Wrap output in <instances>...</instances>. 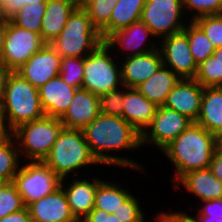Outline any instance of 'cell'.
Instances as JSON below:
<instances>
[{
	"instance_id": "obj_1",
	"label": "cell",
	"mask_w": 222,
	"mask_h": 222,
	"mask_svg": "<svg viewBox=\"0 0 222 222\" xmlns=\"http://www.w3.org/2000/svg\"><path fill=\"white\" fill-rule=\"evenodd\" d=\"M83 132L92 154L102 166L126 167L140 173L145 171L143 164L134 158L114 154L121 150L131 152L142 148L141 134L122 117L99 113Z\"/></svg>"
},
{
	"instance_id": "obj_2",
	"label": "cell",
	"mask_w": 222,
	"mask_h": 222,
	"mask_svg": "<svg viewBox=\"0 0 222 222\" xmlns=\"http://www.w3.org/2000/svg\"><path fill=\"white\" fill-rule=\"evenodd\" d=\"M219 137L196 122L181 132L161 152L174 166L173 185L185 174L210 166Z\"/></svg>"
},
{
	"instance_id": "obj_3",
	"label": "cell",
	"mask_w": 222,
	"mask_h": 222,
	"mask_svg": "<svg viewBox=\"0 0 222 222\" xmlns=\"http://www.w3.org/2000/svg\"><path fill=\"white\" fill-rule=\"evenodd\" d=\"M43 162L61 179L70 177L71 174L72 177H82L79 175L82 169L90 168L91 165L102 166L92 154L83 129L65 127Z\"/></svg>"
},
{
	"instance_id": "obj_4",
	"label": "cell",
	"mask_w": 222,
	"mask_h": 222,
	"mask_svg": "<svg viewBox=\"0 0 222 222\" xmlns=\"http://www.w3.org/2000/svg\"><path fill=\"white\" fill-rule=\"evenodd\" d=\"M1 108L5 123L11 132L23 123L46 115L38 89L15 71L8 77Z\"/></svg>"
},
{
	"instance_id": "obj_5",
	"label": "cell",
	"mask_w": 222,
	"mask_h": 222,
	"mask_svg": "<svg viewBox=\"0 0 222 222\" xmlns=\"http://www.w3.org/2000/svg\"><path fill=\"white\" fill-rule=\"evenodd\" d=\"M104 40L92 24L87 12L76 7L59 36L50 45L63 57H85L96 50Z\"/></svg>"
},
{
	"instance_id": "obj_6",
	"label": "cell",
	"mask_w": 222,
	"mask_h": 222,
	"mask_svg": "<svg viewBox=\"0 0 222 222\" xmlns=\"http://www.w3.org/2000/svg\"><path fill=\"white\" fill-rule=\"evenodd\" d=\"M64 128L60 119L43 116L14 129V136L23 161H43ZM24 156V157H22Z\"/></svg>"
},
{
	"instance_id": "obj_7",
	"label": "cell",
	"mask_w": 222,
	"mask_h": 222,
	"mask_svg": "<svg viewBox=\"0 0 222 222\" xmlns=\"http://www.w3.org/2000/svg\"><path fill=\"white\" fill-rule=\"evenodd\" d=\"M114 56L105 43L85 56L82 88L100 96L123 86L120 61Z\"/></svg>"
},
{
	"instance_id": "obj_8",
	"label": "cell",
	"mask_w": 222,
	"mask_h": 222,
	"mask_svg": "<svg viewBox=\"0 0 222 222\" xmlns=\"http://www.w3.org/2000/svg\"><path fill=\"white\" fill-rule=\"evenodd\" d=\"M22 162L13 183L25 207L60 188L62 179L43 161Z\"/></svg>"
},
{
	"instance_id": "obj_9",
	"label": "cell",
	"mask_w": 222,
	"mask_h": 222,
	"mask_svg": "<svg viewBox=\"0 0 222 222\" xmlns=\"http://www.w3.org/2000/svg\"><path fill=\"white\" fill-rule=\"evenodd\" d=\"M140 20L160 40L182 32L189 18L185 15L182 0H146Z\"/></svg>"
},
{
	"instance_id": "obj_10",
	"label": "cell",
	"mask_w": 222,
	"mask_h": 222,
	"mask_svg": "<svg viewBox=\"0 0 222 222\" xmlns=\"http://www.w3.org/2000/svg\"><path fill=\"white\" fill-rule=\"evenodd\" d=\"M192 122L191 119L178 111L166 106H159L151 123L141 134V146L149 144L162 151Z\"/></svg>"
},
{
	"instance_id": "obj_11",
	"label": "cell",
	"mask_w": 222,
	"mask_h": 222,
	"mask_svg": "<svg viewBox=\"0 0 222 222\" xmlns=\"http://www.w3.org/2000/svg\"><path fill=\"white\" fill-rule=\"evenodd\" d=\"M153 38H155V43H153ZM157 41L159 40L149 27L140 20L132 23L128 27L111 33L104 40V43L113 50V53H116L115 57L120 59L121 56H123L122 58H127L159 49V44H157L159 42ZM120 53H122V55Z\"/></svg>"
},
{
	"instance_id": "obj_12",
	"label": "cell",
	"mask_w": 222,
	"mask_h": 222,
	"mask_svg": "<svg viewBox=\"0 0 222 222\" xmlns=\"http://www.w3.org/2000/svg\"><path fill=\"white\" fill-rule=\"evenodd\" d=\"M45 44L40 34L18 27L7 18L6 37L0 62L15 71Z\"/></svg>"
},
{
	"instance_id": "obj_13",
	"label": "cell",
	"mask_w": 222,
	"mask_h": 222,
	"mask_svg": "<svg viewBox=\"0 0 222 222\" xmlns=\"http://www.w3.org/2000/svg\"><path fill=\"white\" fill-rule=\"evenodd\" d=\"M158 42L163 65L180 78L194 79L198 66L190 52L188 36L182 31Z\"/></svg>"
},
{
	"instance_id": "obj_14",
	"label": "cell",
	"mask_w": 222,
	"mask_h": 222,
	"mask_svg": "<svg viewBox=\"0 0 222 222\" xmlns=\"http://www.w3.org/2000/svg\"><path fill=\"white\" fill-rule=\"evenodd\" d=\"M61 59L62 57L50 44H45L15 72L39 89L59 75Z\"/></svg>"
},
{
	"instance_id": "obj_15",
	"label": "cell",
	"mask_w": 222,
	"mask_h": 222,
	"mask_svg": "<svg viewBox=\"0 0 222 222\" xmlns=\"http://www.w3.org/2000/svg\"><path fill=\"white\" fill-rule=\"evenodd\" d=\"M84 177L85 178L82 177V179L80 177L77 179V176L73 177L74 179L67 177L61 181L60 187L64 190L67 202L75 218H85L94 208L96 189L102 181V177L99 179V177H95V175L94 178L90 176V178L86 179L85 175Z\"/></svg>"
},
{
	"instance_id": "obj_16",
	"label": "cell",
	"mask_w": 222,
	"mask_h": 222,
	"mask_svg": "<svg viewBox=\"0 0 222 222\" xmlns=\"http://www.w3.org/2000/svg\"><path fill=\"white\" fill-rule=\"evenodd\" d=\"M122 85L136 88L154 75L162 66L163 60L159 49L146 54L119 59Z\"/></svg>"
},
{
	"instance_id": "obj_17",
	"label": "cell",
	"mask_w": 222,
	"mask_h": 222,
	"mask_svg": "<svg viewBox=\"0 0 222 222\" xmlns=\"http://www.w3.org/2000/svg\"><path fill=\"white\" fill-rule=\"evenodd\" d=\"M203 91L204 87L195 79L181 78L167 96L164 106L196 122L200 113Z\"/></svg>"
},
{
	"instance_id": "obj_18",
	"label": "cell",
	"mask_w": 222,
	"mask_h": 222,
	"mask_svg": "<svg viewBox=\"0 0 222 222\" xmlns=\"http://www.w3.org/2000/svg\"><path fill=\"white\" fill-rule=\"evenodd\" d=\"M98 115L99 96L84 88H78L60 120L65 128L84 129Z\"/></svg>"
},
{
	"instance_id": "obj_19",
	"label": "cell",
	"mask_w": 222,
	"mask_h": 222,
	"mask_svg": "<svg viewBox=\"0 0 222 222\" xmlns=\"http://www.w3.org/2000/svg\"><path fill=\"white\" fill-rule=\"evenodd\" d=\"M77 89L65 83L60 75L50 79L38 89L45 114L60 119L70 106Z\"/></svg>"
},
{
	"instance_id": "obj_20",
	"label": "cell",
	"mask_w": 222,
	"mask_h": 222,
	"mask_svg": "<svg viewBox=\"0 0 222 222\" xmlns=\"http://www.w3.org/2000/svg\"><path fill=\"white\" fill-rule=\"evenodd\" d=\"M181 186L201 202L222 199V182L212 174L209 167L191 171L172 185L175 190H179Z\"/></svg>"
},
{
	"instance_id": "obj_21",
	"label": "cell",
	"mask_w": 222,
	"mask_h": 222,
	"mask_svg": "<svg viewBox=\"0 0 222 222\" xmlns=\"http://www.w3.org/2000/svg\"><path fill=\"white\" fill-rule=\"evenodd\" d=\"M27 208L30 217L41 222H70L75 219L61 187L52 194L29 204Z\"/></svg>"
},
{
	"instance_id": "obj_22",
	"label": "cell",
	"mask_w": 222,
	"mask_h": 222,
	"mask_svg": "<svg viewBox=\"0 0 222 222\" xmlns=\"http://www.w3.org/2000/svg\"><path fill=\"white\" fill-rule=\"evenodd\" d=\"M157 107L144 97L137 88L125 87L122 118L140 134L149 126Z\"/></svg>"
},
{
	"instance_id": "obj_23",
	"label": "cell",
	"mask_w": 222,
	"mask_h": 222,
	"mask_svg": "<svg viewBox=\"0 0 222 222\" xmlns=\"http://www.w3.org/2000/svg\"><path fill=\"white\" fill-rule=\"evenodd\" d=\"M76 7L71 0H48L40 33L46 44L59 36Z\"/></svg>"
},
{
	"instance_id": "obj_24",
	"label": "cell",
	"mask_w": 222,
	"mask_h": 222,
	"mask_svg": "<svg viewBox=\"0 0 222 222\" xmlns=\"http://www.w3.org/2000/svg\"><path fill=\"white\" fill-rule=\"evenodd\" d=\"M196 123L217 136L222 133V87L204 88Z\"/></svg>"
},
{
	"instance_id": "obj_25",
	"label": "cell",
	"mask_w": 222,
	"mask_h": 222,
	"mask_svg": "<svg viewBox=\"0 0 222 222\" xmlns=\"http://www.w3.org/2000/svg\"><path fill=\"white\" fill-rule=\"evenodd\" d=\"M181 78L164 65L136 88L156 106H164L167 96Z\"/></svg>"
},
{
	"instance_id": "obj_26",
	"label": "cell",
	"mask_w": 222,
	"mask_h": 222,
	"mask_svg": "<svg viewBox=\"0 0 222 222\" xmlns=\"http://www.w3.org/2000/svg\"><path fill=\"white\" fill-rule=\"evenodd\" d=\"M146 0H118L110 21L100 30L103 40L111 33L140 21Z\"/></svg>"
},
{
	"instance_id": "obj_27",
	"label": "cell",
	"mask_w": 222,
	"mask_h": 222,
	"mask_svg": "<svg viewBox=\"0 0 222 222\" xmlns=\"http://www.w3.org/2000/svg\"><path fill=\"white\" fill-rule=\"evenodd\" d=\"M119 184L114 180L102 179L96 189L94 208L114 214L120 208V205L133 193L128 188H124V185Z\"/></svg>"
},
{
	"instance_id": "obj_28",
	"label": "cell",
	"mask_w": 222,
	"mask_h": 222,
	"mask_svg": "<svg viewBox=\"0 0 222 222\" xmlns=\"http://www.w3.org/2000/svg\"><path fill=\"white\" fill-rule=\"evenodd\" d=\"M17 142L11 134L0 141V180L13 182L22 162Z\"/></svg>"
},
{
	"instance_id": "obj_29",
	"label": "cell",
	"mask_w": 222,
	"mask_h": 222,
	"mask_svg": "<svg viewBox=\"0 0 222 222\" xmlns=\"http://www.w3.org/2000/svg\"><path fill=\"white\" fill-rule=\"evenodd\" d=\"M183 32L188 36L190 52L197 66L213 55L214 46L195 21H188Z\"/></svg>"
},
{
	"instance_id": "obj_30",
	"label": "cell",
	"mask_w": 222,
	"mask_h": 222,
	"mask_svg": "<svg viewBox=\"0 0 222 222\" xmlns=\"http://www.w3.org/2000/svg\"><path fill=\"white\" fill-rule=\"evenodd\" d=\"M45 10L46 3L25 4L8 19L18 27L40 34Z\"/></svg>"
},
{
	"instance_id": "obj_31",
	"label": "cell",
	"mask_w": 222,
	"mask_h": 222,
	"mask_svg": "<svg viewBox=\"0 0 222 222\" xmlns=\"http://www.w3.org/2000/svg\"><path fill=\"white\" fill-rule=\"evenodd\" d=\"M194 79L204 88L222 87V64L211 55L198 65Z\"/></svg>"
},
{
	"instance_id": "obj_32",
	"label": "cell",
	"mask_w": 222,
	"mask_h": 222,
	"mask_svg": "<svg viewBox=\"0 0 222 222\" xmlns=\"http://www.w3.org/2000/svg\"><path fill=\"white\" fill-rule=\"evenodd\" d=\"M118 0H89L82 8L100 31L109 21Z\"/></svg>"
},
{
	"instance_id": "obj_33",
	"label": "cell",
	"mask_w": 222,
	"mask_h": 222,
	"mask_svg": "<svg viewBox=\"0 0 222 222\" xmlns=\"http://www.w3.org/2000/svg\"><path fill=\"white\" fill-rule=\"evenodd\" d=\"M185 15L189 21L203 16L222 14V0H182ZM188 14V15H187Z\"/></svg>"
},
{
	"instance_id": "obj_34",
	"label": "cell",
	"mask_w": 222,
	"mask_h": 222,
	"mask_svg": "<svg viewBox=\"0 0 222 222\" xmlns=\"http://www.w3.org/2000/svg\"><path fill=\"white\" fill-rule=\"evenodd\" d=\"M59 75L65 83L82 88L84 77V57H63Z\"/></svg>"
},
{
	"instance_id": "obj_35",
	"label": "cell",
	"mask_w": 222,
	"mask_h": 222,
	"mask_svg": "<svg viewBox=\"0 0 222 222\" xmlns=\"http://www.w3.org/2000/svg\"><path fill=\"white\" fill-rule=\"evenodd\" d=\"M24 208L22 197L14 183L3 182L0 185V219Z\"/></svg>"
},
{
	"instance_id": "obj_36",
	"label": "cell",
	"mask_w": 222,
	"mask_h": 222,
	"mask_svg": "<svg viewBox=\"0 0 222 222\" xmlns=\"http://www.w3.org/2000/svg\"><path fill=\"white\" fill-rule=\"evenodd\" d=\"M125 86L99 96V113L122 117Z\"/></svg>"
},
{
	"instance_id": "obj_37",
	"label": "cell",
	"mask_w": 222,
	"mask_h": 222,
	"mask_svg": "<svg viewBox=\"0 0 222 222\" xmlns=\"http://www.w3.org/2000/svg\"><path fill=\"white\" fill-rule=\"evenodd\" d=\"M114 214L120 222H146L147 220L139 198H135L133 193L120 205V208Z\"/></svg>"
},
{
	"instance_id": "obj_38",
	"label": "cell",
	"mask_w": 222,
	"mask_h": 222,
	"mask_svg": "<svg viewBox=\"0 0 222 222\" xmlns=\"http://www.w3.org/2000/svg\"><path fill=\"white\" fill-rule=\"evenodd\" d=\"M195 22L205 32L215 49L222 47V14L203 16Z\"/></svg>"
},
{
	"instance_id": "obj_39",
	"label": "cell",
	"mask_w": 222,
	"mask_h": 222,
	"mask_svg": "<svg viewBox=\"0 0 222 222\" xmlns=\"http://www.w3.org/2000/svg\"><path fill=\"white\" fill-rule=\"evenodd\" d=\"M201 203L200 207H197L199 210L195 216H208V220L212 221H215L216 218L222 219V199L207 200Z\"/></svg>"
},
{
	"instance_id": "obj_40",
	"label": "cell",
	"mask_w": 222,
	"mask_h": 222,
	"mask_svg": "<svg viewBox=\"0 0 222 222\" xmlns=\"http://www.w3.org/2000/svg\"><path fill=\"white\" fill-rule=\"evenodd\" d=\"M158 215L165 221V222H199L198 219L193 215H190V213L185 212L184 210L181 211H172L167 212L162 210V212L159 210L157 212Z\"/></svg>"
},
{
	"instance_id": "obj_41",
	"label": "cell",
	"mask_w": 222,
	"mask_h": 222,
	"mask_svg": "<svg viewBox=\"0 0 222 222\" xmlns=\"http://www.w3.org/2000/svg\"><path fill=\"white\" fill-rule=\"evenodd\" d=\"M48 0H7L1 8V13L5 18H9L14 12L18 11L25 4L47 3Z\"/></svg>"
},
{
	"instance_id": "obj_42",
	"label": "cell",
	"mask_w": 222,
	"mask_h": 222,
	"mask_svg": "<svg viewBox=\"0 0 222 222\" xmlns=\"http://www.w3.org/2000/svg\"><path fill=\"white\" fill-rule=\"evenodd\" d=\"M84 219L87 222H120L115 214L97 208H93Z\"/></svg>"
},
{
	"instance_id": "obj_43",
	"label": "cell",
	"mask_w": 222,
	"mask_h": 222,
	"mask_svg": "<svg viewBox=\"0 0 222 222\" xmlns=\"http://www.w3.org/2000/svg\"><path fill=\"white\" fill-rule=\"evenodd\" d=\"M209 168L212 174L222 182V142L217 145Z\"/></svg>"
},
{
	"instance_id": "obj_44",
	"label": "cell",
	"mask_w": 222,
	"mask_h": 222,
	"mask_svg": "<svg viewBox=\"0 0 222 222\" xmlns=\"http://www.w3.org/2000/svg\"><path fill=\"white\" fill-rule=\"evenodd\" d=\"M30 214L28 208L13 212L0 219V222H29Z\"/></svg>"
},
{
	"instance_id": "obj_45",
	"label": "cell",
	"mask_w": 222,
	"mask_h": 222,
	"mask_svg": "<svg viewBox=\"0 0 222 222\" xmlns=\"http://www.w3.org/2000/svg\"><path fill=\"white\" fill-rule=\"evenodd\" d=\"M12 70L0 62V106L3 102L7 80Z\"/></svg>"
},
{
	"instance_id": "obj_46",
	"label": "cell",
	"mask_w": 222,
	"mask_h": 222,
	"mask_svg": "<svg viewBox=\"0 0 222 222\" xmlns=\"http://www.w3.org/2000/svg\"><path fill=\"white\" fill-rule=\"evenodd\" d=\"M7 30V18L3 17L0 19V60L2 58V53L4 49V42Z\"/></svg>"
},
{
	"instance_id": "obj_47",
	"label": "cell",
	"mask_w": 222,
	"mask_h": 222,
	"mask_svg": "<svg viewBox=\"0 0 222 222\" xmlns=\"http://www.w3.org/2000/svg\"><path fill=\"white\" fill-rule=\"evenodd\" d=\"M9 135H11V131L8 129V127L5 123L3 111L0 106V141L4 140Z\"/></svg>"
},
{
	"instance_id": "obj_48",
	"label": "cell",
	"mask_w": 222,
	"mask_h": 222,
	"mask_svg": "<svg viewBox=\"0 0 222 222\" xmlns=\"http://www.w3.org/2000/svg\"><path fill=\"white\" fill-rule=\"evenodd\" d=\"M199 222H222L221 218H216L215 221L208 220V216H195Z\"/></svg>"
},
{
	"instance_id": "obj_49",
	"label": "cell",
	"mask_w": 222,
	"mask_h": 222,
	"mask_svg": "<svg viewBox=\"0 0 222 222\" xmlns=\"http://www.w3.org/2000/svg\"><path fill=\"white\" fill-rule=\"evenodd\" d=\"M213 55L220 61L222 64V47L215 49Z\"/></svg>"
},
{
	"instance_id": "obj_50",
	"label": "cell",
	"mask_w": 222,
	"mask_h": 222,
	"mask_svg": "<svg viewBox=\"0 0 222 222\" xmlns=\"http://www.w3.org/2000/svg\"><path fill=\"white\" fill-rule=\"evenodd\" d=\"M77 7L84 6L89 0H71Z\"/></svg>"
},
{
	"instance_id": "obj_51",
	"label": "cell",
	"mask_w": 222,
	"mask_h": 222,
	"mask_svg": "<svg viewBox=\"0 0 222 222\" xmlns=\"http://www.w3.org/2000/svg\"><path fill=\"white\" fill-rule=\"evenodd\" d=\"M154 215V217H153V221H155V222H165L158 214H153Z\"/></svg>"
},
{
	"instance_id": "obj_52",
	"label": "cell",
	"mask_w": 222,
	"mask_h": 222,
	"mask_svg": "<svg viewBox=\"0 0 222 222\" xmlns=\"http://www.w3.org/2000/svg\"><path fill=\"white\" fill-rule=\"evenodd\" d=\"M70 222H87L84 218H75L74 220Z\"/></svg>"
},
{
	"instance_id": "obj_53",
	"label": "cell",
	"mask_w": 222,
	"mask_h": 222,
	"mask_svg": "<svg viewBox=\"0 0 222 222\" xmlns=\"http://www.w3.org/2000/svg\"><path fill=\"white\" fill-rule=\"evenodd\" d=\"M6 2H7V0H0V8H2Z\"/></svg>"
},
{
	"instance_id": "obj_54",
	"label": "cell",
	"mask_w": 222,
	"mask_h": 222,
	"mask_svg": "<svg viewBox=\"0 0 222 222\" xmlns=\"http://www.w3.org/2000/svg\"><path fill=\"white\" fill-rule=\"evenodd\" d=\"M29 222H41V221L30 217Z\"/></svg>"
},
{
	"instance_id": "obj_55",
	"label": "cell",
	"mask_w": 222,
	"mask_h": 222,
	"mask_svg": "<svg viewBox=\"0 0 222 222\" xmlns=\"http://www.w3.org/2000/svg\"><path fill=\"white\" fill-rule=\"evenodd\" d=\"M218 137H219L220 142H222V133Z\"/></svg>"
},
{
	"instance_id": "obj_56",
	"label": "cell",
	"mask_w": 222,
	"mask_h": 222,
	"mask_svg": "<svg viewBox=\"0 0 222 222\" xmlns=\"http://www.w3.org/2000/svg\"><path fill=\"white\" fill-rule=\"evenodd\" d=\"M4 16L3 14L1 13V8H0V19H2Z\"/></svg>"
}]
</instances>
